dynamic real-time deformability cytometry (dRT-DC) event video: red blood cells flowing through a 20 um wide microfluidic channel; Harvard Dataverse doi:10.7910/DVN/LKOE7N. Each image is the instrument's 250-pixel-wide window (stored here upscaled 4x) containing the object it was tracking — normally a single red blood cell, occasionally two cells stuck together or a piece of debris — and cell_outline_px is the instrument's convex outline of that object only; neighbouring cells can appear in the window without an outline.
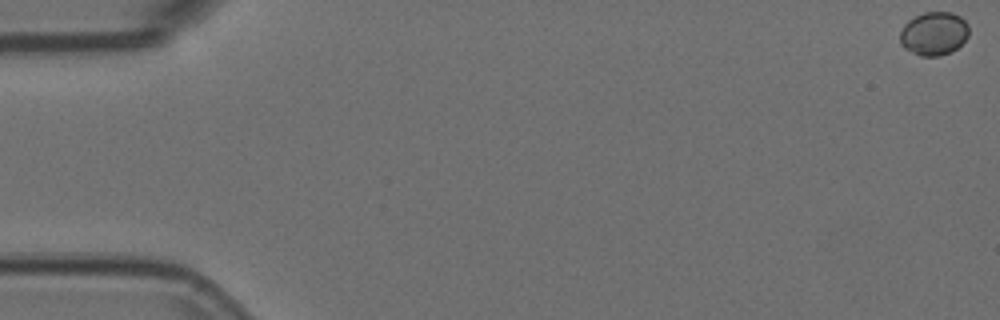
{"species": "Egyptian fruit bat (a non-hibernating species)", "species_latin": "Rousettus aegyptiacus", "temperature_condition": "room temperature", "stored_images_in_passage": 51, "camera_frame_rate_fps": 3000, "um_per_image_px": 0.085, "animal": {"sex": "female"}, "frame": {"image": 1, "passage_image": 1, "time_ms": 0.0, "image_size_px": [1000, 320], "cell_outline_px": [[968, 36], [952, 52], [940, 56], [920, 56], [904, 48], [900, 44], [900, 32], [904, 24], [908, 20], [924, 12], [952, 12], [960, 16], [968, 24]], "centroid_in_image_um": [79.37, 2.85], "position_along_channel_um": 5.6, "area_um2": 17.51}}
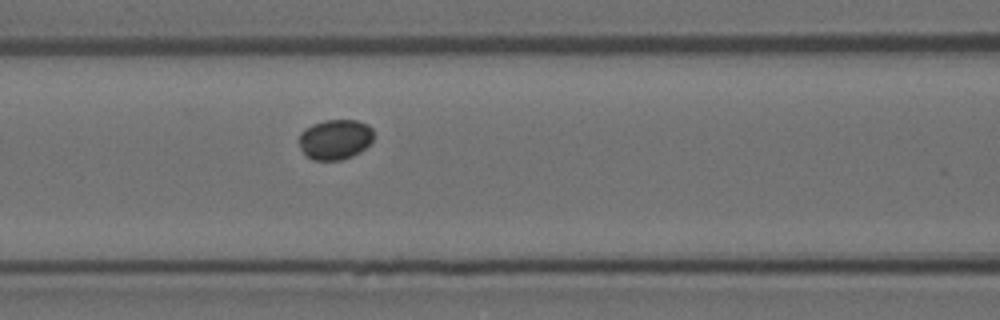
{"frame": {"image": 2, "passage_image": 24, "time_ms": 7.667, "image_size_px": [1000, 320], "cell_outline_px": [[372, 140], [360, 152], [352, 156], [340, 160], [312, 160], [304, 156], [296, 140], [300, 132], [304, 128], [312, 124], [324, 120], [356, 120], [368, 124], [372, 128]], "centroid_in_image_um": [28.41, 11.85], "position_along_channel_um": 138.2, "area_um2": 17.8}}
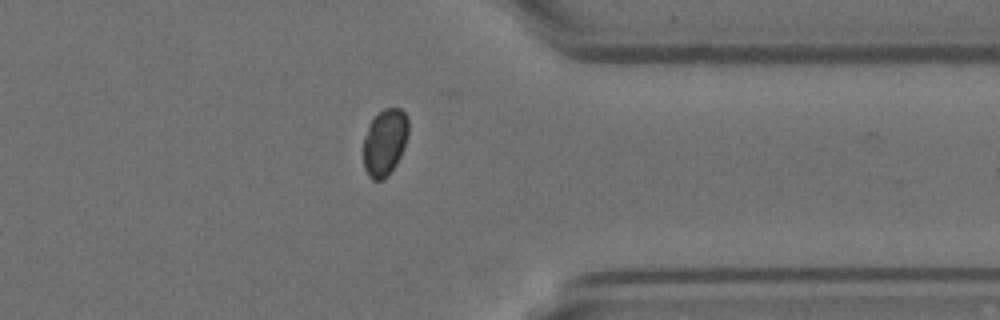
{"frame": {"image": 3, "passage_image": 44, "time_ms": 14.333, "image_size_px": [1000, 320], "cell_outline_px": [[408, 132], [400, 156], [396, 164], [388, 176], [384, 180], [372, 180], [368, 176], [364, 168], [364, 136], [368, 124], [384, 108], [400, 108], [408, 116]], "centroid_in_image_um": [32.7, 12.1], "position_along_channel_um": 378.7, "area_um2": 17.51}}